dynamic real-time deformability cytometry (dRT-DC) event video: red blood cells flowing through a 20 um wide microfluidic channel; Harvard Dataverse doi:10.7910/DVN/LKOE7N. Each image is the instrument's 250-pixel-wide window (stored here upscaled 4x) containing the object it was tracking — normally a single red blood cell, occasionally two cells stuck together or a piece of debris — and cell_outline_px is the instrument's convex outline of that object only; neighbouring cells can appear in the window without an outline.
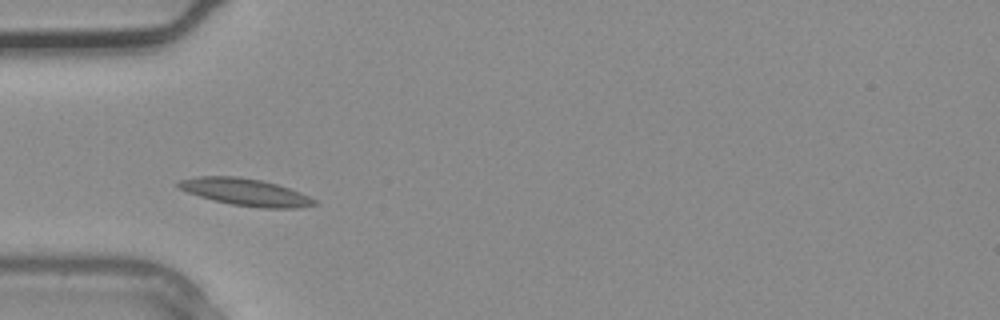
{"species": "common noctule bat (a hibernating species)", "species_latin": "Nyctalus noctula", "temperature_condition": "warm", "stored_images_in_passage": 2, "camera_frame_rate_fps": 3000, "um_per_image_px": 0.085, "animal": {"sex": "male", "body_mass_g": 20.4}, "frame": {"image": 1, "passage_image": 2, "time_ms": 0.333, "image_size_px": [1000, 320], "cell_outline_px": [[320, 204], [296, 208], [260, 208], [232, 204], [200, 196], [188, 192], [180, 188], [176, 184], [180, 180], [196, 176], [240, 176], [260, 180], [276, 184], [300, 192], [320, 200]], "centroid_in_image_um": [20.94, 16.33], "position_along_channel_um": 64.1, "area_um2": 21.44}}